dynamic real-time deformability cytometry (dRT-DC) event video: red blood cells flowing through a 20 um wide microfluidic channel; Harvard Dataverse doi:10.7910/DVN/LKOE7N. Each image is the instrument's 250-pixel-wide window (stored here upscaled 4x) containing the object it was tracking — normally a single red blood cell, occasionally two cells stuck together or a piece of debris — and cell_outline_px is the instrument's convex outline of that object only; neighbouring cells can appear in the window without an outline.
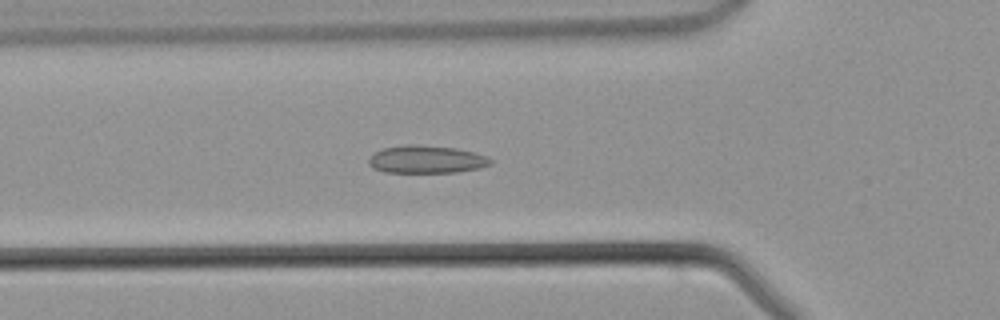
{"species": "common noctule bat (a hibernating species)", "species_latin": "Nyctalus noctula", "temperature_condition": "warm", "stored_images_in_passage": 45, "camera_frame_rate_fps": 3000, "um_per_image_px": 0.085, "animal": {"sex": "male", "body_mass_g": 21.5, "forearm_length_mm": 52.0}, "frame": {"image": 1, "passage_image": 15, "time_ms": 4.667, "image_size_px": [1000, 320], "cell_outline_px": [[492, 164], [480, 168], [456, 172], [384, 172], [372, 168], [368, 164], [368, 160], [376, 152], [384, 148], [404, 144], [420, 144], [456, 148], [476, 152], [488, 156], [492, 160]], "centroid_in_image_um": [36.28, 13.54], "position_along_channel_um": 89.5, "area_um2": 19.88}}
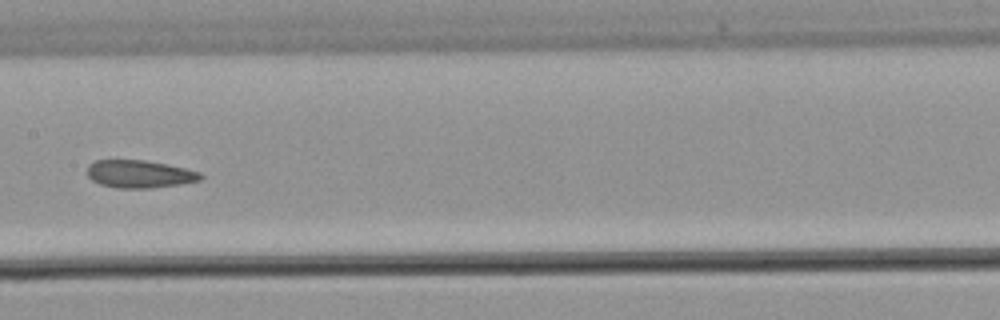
{"frame": {"image": 2, "passage_image": 22, "time_ms": 7.0, "image_size_px": [1000, 320], "cell_outline_px": [[204, 176], [200, 180], [180, 184], [152, 188], [116, 188], [100, 184], [92, 180], [88, 176], [88, 164], [96, 160], [144, 160], [184, 168], [200, 172]], "centroid_in_image_um": [11.85, 14.8], "position_along_channel_um": 195.6, "area_um2": 18.21}}
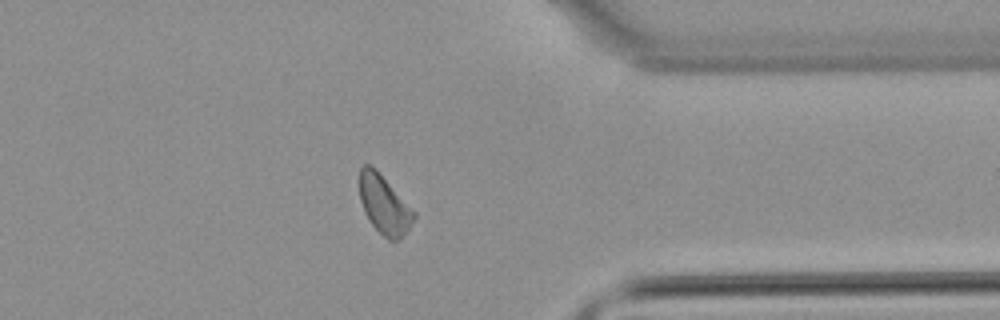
{"frame": {"image": 3, "passage_image": 35, "time_ms": 11.333, "image_size_px": [1000, 320], "cell_outline_px": [[416, 216], [408, 228], [396, 240], [388, 240], [368, 220], [364, 212], [360, 200], [360, 168], [364, 164], [368, 164], [376, 168], [416, 212]], "centroid_in_image_um": [32.64, 17.35], "position_along_channel_um": 378.8, "area_um2": 18.38}}